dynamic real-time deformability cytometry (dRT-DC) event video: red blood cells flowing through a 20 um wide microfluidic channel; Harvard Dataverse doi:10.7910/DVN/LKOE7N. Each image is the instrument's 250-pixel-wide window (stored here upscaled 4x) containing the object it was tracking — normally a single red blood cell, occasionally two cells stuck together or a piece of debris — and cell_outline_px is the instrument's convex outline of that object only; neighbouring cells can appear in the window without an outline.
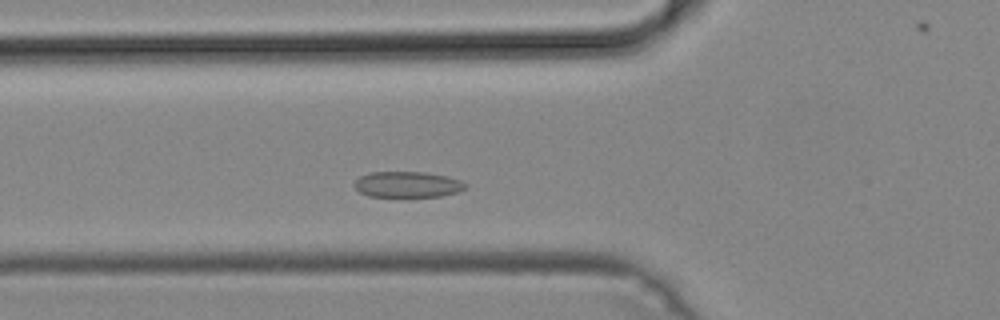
{"species": "common noctule bat (a hibernating species)", "species_latin": "Nyctalus noctula", "temperature_condition": "cold", "stored_images_in_passage": 39, "camera_frame_rate_fps": 3000, "um_per_image_px": 0.085, "animal": {"sex": "male", "body_mass_g": 19.2, "forearm_length_mm": 51.8}, "frame": {"image": 1, "passage_image": 9, "time_ms": 2.667, "image_size_px": [1000, 320], "cell_outline_px": [[468, 188], [456, 192], [440, 196], [368, 196], [360, 192], [352, 184], [360, 176], [372, 172], [424, 172], [448, 176], [460, 180], [468, 184]], "centroid_in_image_um": [34.66, 15.67], "position_along_channel_um": 91.1, "area_um2": 16.7}}
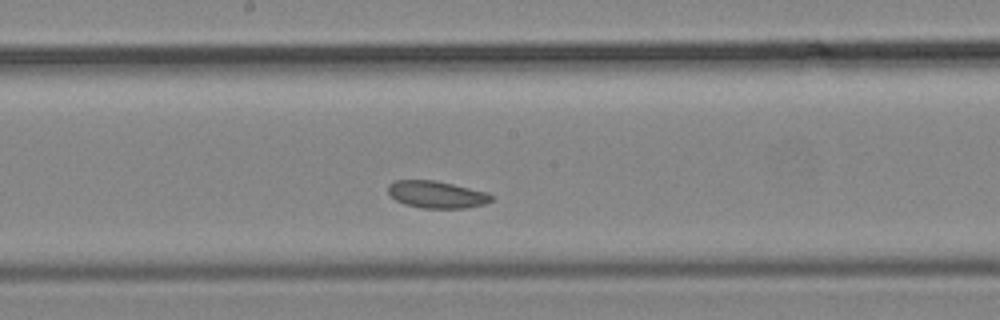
{"frame": {"image": 2, "passage_image": 18, "time_ms": 5.667, "image_size_px": [1000, 320], "cell_outline_px": [[496, 196], [492, 200], [484, 204], [464, 208], [420, 208], [404, 204], [396, 200], [388, 192], [388, 184], [396, 180], [436, 180], [488, 192]], "centroid_in_image_um": [37.14, 16.53], "position_along_channel_um": 211.1, "area_um2": 16.47}}
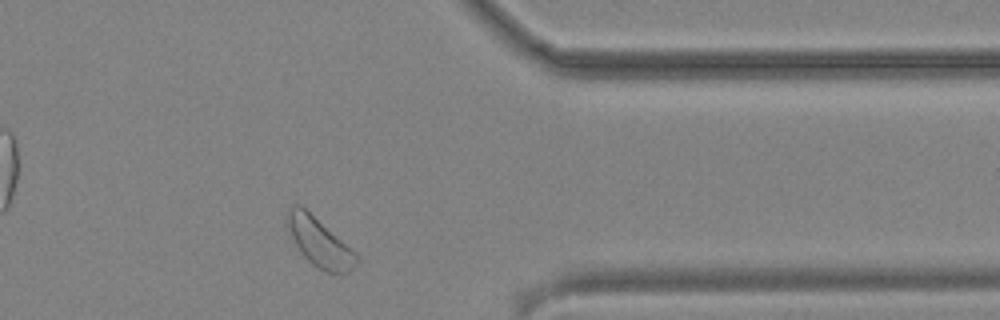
{"frame": {"image": 3, "passage_image": 32, "time_ms": 10.333, "image_size_px": [1000, 320], "cell_outline_px": [[360, 256], [352, 268], [348, 272], [340, 276], [324, 272], [316, 268], [300, 252], [284, 224], [284, 220], [292, 204], [300, 204], [356, 252]], "centroid_in_image_um": [27.13, 20.61], "position_along_channel_um": 384.3, "area_um2": 20.0}}